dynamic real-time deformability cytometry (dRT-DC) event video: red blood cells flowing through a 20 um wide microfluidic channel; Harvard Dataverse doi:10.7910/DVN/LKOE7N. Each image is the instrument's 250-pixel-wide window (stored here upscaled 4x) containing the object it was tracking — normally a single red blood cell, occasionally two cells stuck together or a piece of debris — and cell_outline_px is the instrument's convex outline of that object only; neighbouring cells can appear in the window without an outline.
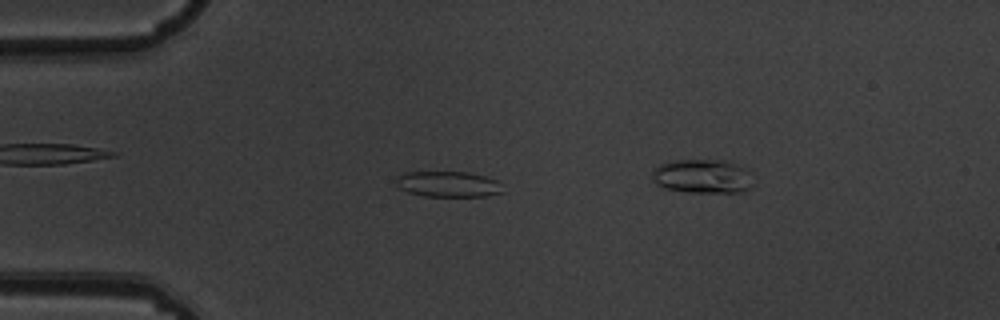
{"species": "common noctule bat (a hibernating species)", "species_latin": "Nyctalus noctula", "temperature_condition": "warm", "stored_images_in_passage": 5, "segment_of_instrument_passage": [1, 2], "camera_frame_rate_fps": 3000, "um_per_image_px": 0.085, "animal": {"sex": "male", "body_mass_g": 19.5, "forearm_length_mm": 54.6}, "frame": {"image": 1, "passage_image": 4, "time_ms": 1.0, "image_size_px": [1000, 320], "cell_outline_px": [[504, 192], [488, 196], [424, 196], [408, 192], [400, 188], [396, 184], [396, 176], [404, 172], [468, 172], [484, 176], [496, 180]], "centroid_in_image_um": [38.07, 15.65], "position_along_channel_um": 46.9, "area_um2": 15.95}}